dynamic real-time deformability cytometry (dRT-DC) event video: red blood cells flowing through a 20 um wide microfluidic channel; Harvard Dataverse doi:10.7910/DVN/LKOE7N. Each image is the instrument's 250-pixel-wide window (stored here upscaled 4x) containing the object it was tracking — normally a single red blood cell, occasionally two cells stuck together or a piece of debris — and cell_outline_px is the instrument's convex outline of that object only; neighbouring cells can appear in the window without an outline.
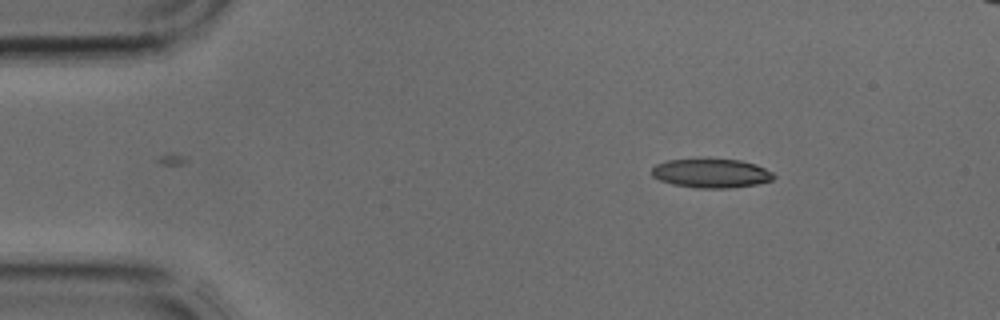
{"species": "common noctule bat (a hibernating species)", "species_latin": "Nyctalus noctula", "temperature_condition": "cold", "stored_images_in_passage": 39, "camera_frame_rate_fps": 3000, "um_per_image_px": 0.085, "animal": {"sex": "male", "body_mass_g": 17.9, "forearm_length_mm": 54.2}, "frame": {"image": 1, "passage_image": 4, "time_ms": 1.0, "image_size_px": [1000, 320], "cell_outline_px": [[776, 176], [772, 180], [756, 184], [728, 188], [696, 188], [672, 184], [660, 180], [652, 176], [652, 168], [656, 164], [668, 160], [740, 160], [756, 164], [772, 172]], "centroid_in_image_um": [60.46, 14.74], "position_along_channel_um": 24.5, "area_um2": 20.35}}
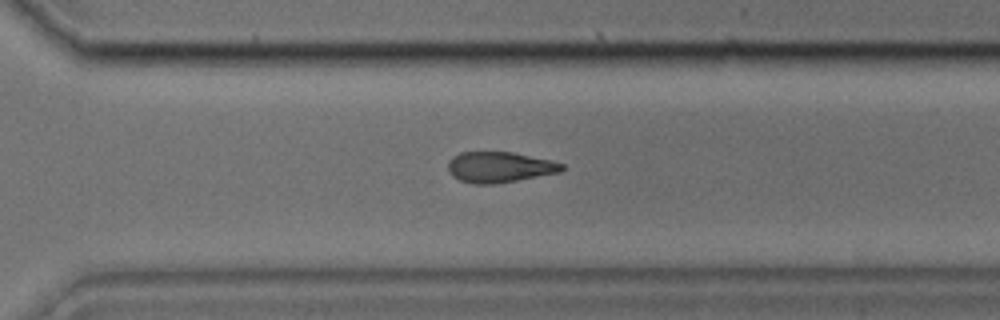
{"frame": {"image": 2, "passage_image": 26, "time_ms": 8.333, "image_size_px": [1000, 320], "cell_outline_px": [[564, 168], [560, 172], [496, 184], [472, 184], [460, 180], [452, 176], [448, 168], [448, 164], [452, 156], [460, 152], [512, 152], [552, 160], [564, 164]], "centroid_in_image_um": [42.45, 14.2], "position_along_channel_um": 328.1, "area_um2": 20.4}}
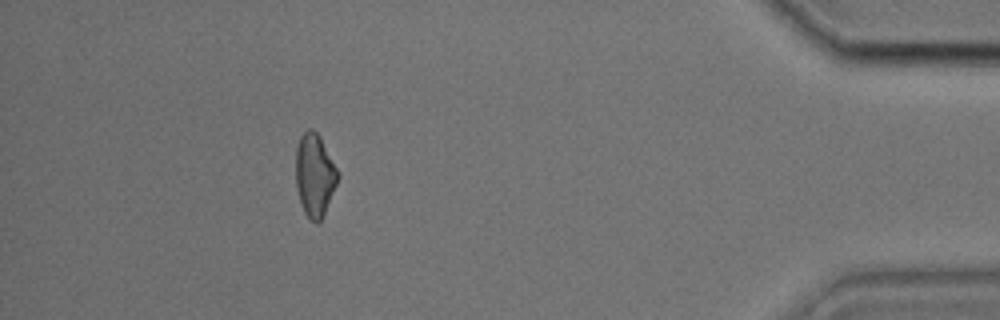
{"frame": {"image": 3, "passage_image": 34, "time_ms": 11.0, "image_size_px": [1000, 320], "cell_outline_px": [[340, 176], [324, 212], [320, 220], [316, 224], [304, 212], [300, 204], [296, 188], [296, 148], [300, 136], [308, 128], [312, 128], [320, 136], [340, 172]], "centroid_in_image_um": [26.75, 14.84], "position_along_channel_um": 408.5, "area_um2": 20.35}}